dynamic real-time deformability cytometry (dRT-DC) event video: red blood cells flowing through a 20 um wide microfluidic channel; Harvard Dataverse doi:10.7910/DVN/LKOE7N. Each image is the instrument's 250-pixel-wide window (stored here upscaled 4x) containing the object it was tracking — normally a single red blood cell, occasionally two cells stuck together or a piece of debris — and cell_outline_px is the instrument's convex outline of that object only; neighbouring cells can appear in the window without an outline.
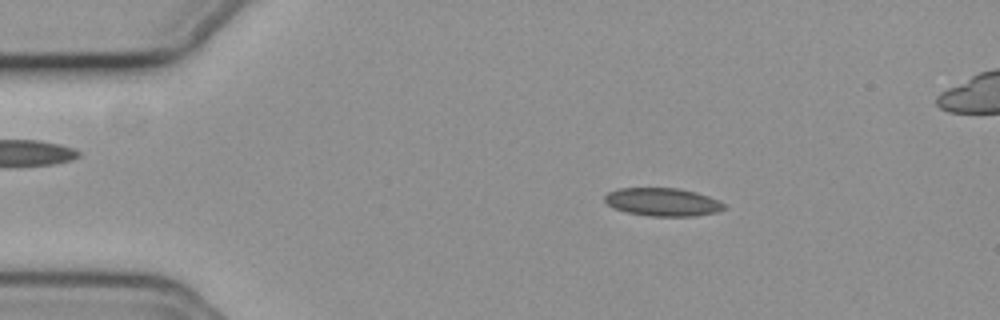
{"species": "common noctule bat (a hibernating species)", "species_latin": "Nyctalus noctula", "temperature_condition": "cold", "stored_images_in_passage": 16, "camera_frame_rate_fps": 3000, "um_per_image_px": 0.085, "animal": {"sex": "female", "body_mass_g": 19.3, "forearm_length_mm": 54.1}, "frame": {"image": 1, "passage_image": 9, "time_ms": 2.667, "image_size_px": [1000, 320], "cell_outline_px": [[724, 208], [716, 212], [692, 216], [648, 216], [628, 212], [616, 208], [608, 204], [604, 200], [604, 196], [608, 192], [620, 188], [680, 188], [696, 192], [720, 200], [724, 204]], "centroid_in_image_um": [56.33, 17.16], "position_along_channel_um": 28.7, "area_um2": 19.42}}